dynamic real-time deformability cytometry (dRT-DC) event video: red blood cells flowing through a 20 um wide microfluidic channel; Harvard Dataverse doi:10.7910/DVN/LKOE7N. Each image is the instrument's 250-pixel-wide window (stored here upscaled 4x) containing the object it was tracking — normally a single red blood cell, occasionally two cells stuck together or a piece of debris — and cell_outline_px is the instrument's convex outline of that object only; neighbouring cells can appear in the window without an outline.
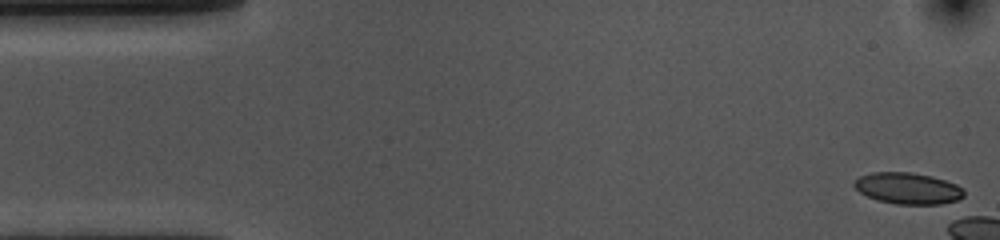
{"species": "common noctule bat (a hibernating species)", "species_latin": "Nyctalus noctula", "temperature_condition": "cold", "stored_images_in_passage": 7, "camera_frame_rate_fps": 3000, "um_per_image_px": 0.085, "animal": {"sex": "female", "body_mass_g": 10.0, "forearm_length_mm": 53.1}, "frame": {"image": 1, "passage_image": 1, "time_ms": 0.0, "image_size_px": [1000, 240], "cell_outline_px": [[964, 196], [956, 200], [940, 204], [896, 204], [876, 200], [860, 192], [852, 184], [860, 176], [872, 172], [912, 172], [932, 176], [956, 184], [964, 188]], "centroid_in_image_um": [77.17, 16.0], "position_along_channel_um": 7.8, "area_um2": 20.06}}